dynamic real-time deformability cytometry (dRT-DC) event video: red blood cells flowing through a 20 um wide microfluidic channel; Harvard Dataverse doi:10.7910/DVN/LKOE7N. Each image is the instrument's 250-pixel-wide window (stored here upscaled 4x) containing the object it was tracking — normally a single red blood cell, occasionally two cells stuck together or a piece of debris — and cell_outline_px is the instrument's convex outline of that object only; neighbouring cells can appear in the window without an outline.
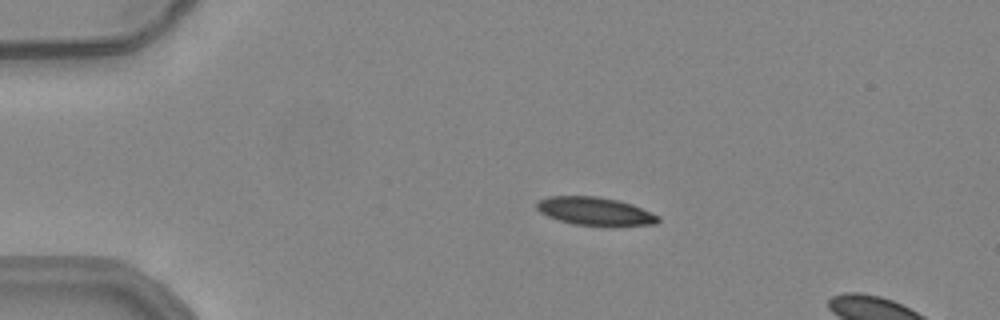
{"species": "common noctule bat (a hibernating species)", "species_latin": "Nyctalus noctula", "temperature_condition": "warm", "stored_images_in_passage": 6, "camera_frame_rate_fps": 3000, "um_per_image_px": 0.085, "animal": {"sex": "female", "body_mass_g": 24.6, "forearm_length_mm": 56.2}, "frame": {"image": 1, "passage_image": 1, "time_ms": 0.0, "image_size_px": [1000, 320], "cell_outline_px": [[660, 220], [656, 224], [612, 228], [576, 224], [560, 220], [548, 216], [540, 212], [536, 208], [536, 204], [540, 200], [548, 196], [600, 196], [620, 200], [632, 204], [660, 216]], "centroid_in_image_um": [50.66, 17.98], "position_along_channel_um": 34.3, "area_um2": 20.52}}